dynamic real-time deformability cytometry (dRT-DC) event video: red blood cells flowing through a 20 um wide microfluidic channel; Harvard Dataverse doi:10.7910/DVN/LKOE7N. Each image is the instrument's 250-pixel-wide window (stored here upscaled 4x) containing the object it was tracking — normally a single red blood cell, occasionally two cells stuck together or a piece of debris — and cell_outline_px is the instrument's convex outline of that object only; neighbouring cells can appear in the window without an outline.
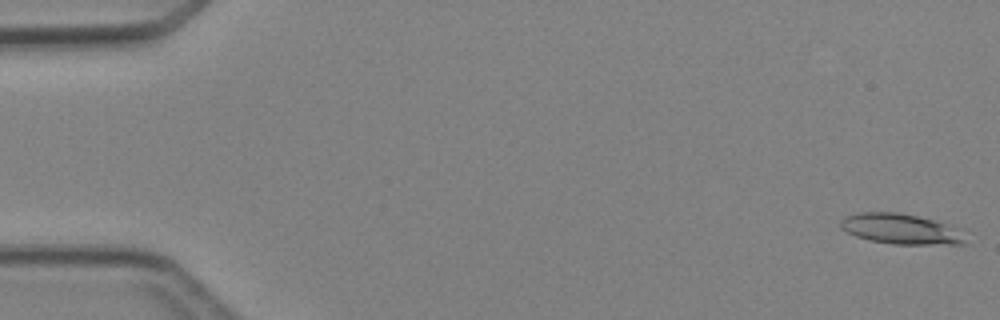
{"species": "Egyptian fruit bat (a non-hibernating species)", "species_latin": "Rousettus aegyptiacus", "temperature_condition": "cold", "stored_images_in_passage": 4, "camera_frame_rate_fps": 3000, "um_per_image_px": 0.085, "animal": {"sex": "female"}, "frame": {"image": 1, "passage_image": 1, "time_ms": 0.0, "image_size_px": [1000, 320], "cell_outline_px": [[964, 244], [892, 244], [868, 240], [856, 236], [840, 228], [840, 220], [844, 216], [860, 212], [900, 212], [964, 228]], "centroid_in_image_um": [76.59, 19.46], "position_along_channel_um": 8.4, "area_um2": 22.31}}
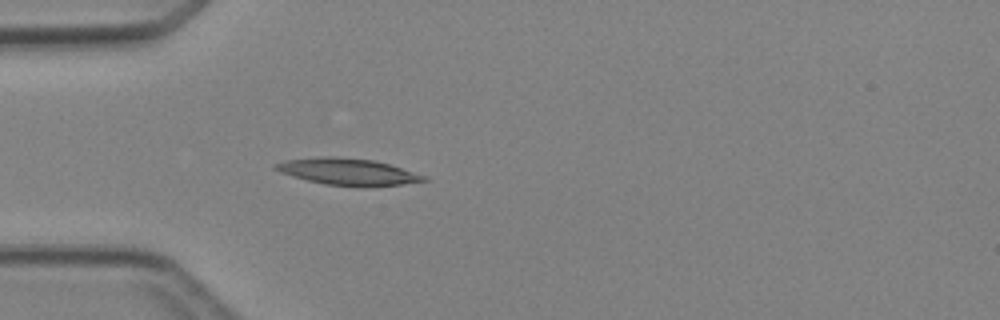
{"frame": {"image": 2, "passage_image": 4, "time_ms": 4.333, "image_size_px": [1000, 320], "cell_outline_px": [[428, 180], [400, 184], [324, 184], [292, 176], [280, 172], [272, 168], [272, 164], [284, 160], [372, 160], [388, 164], [428, 176]], "centroid_in_image_um": [29.58, 14.62], "position_along_channel_um": 55.4, "area_um2": 20.75}}